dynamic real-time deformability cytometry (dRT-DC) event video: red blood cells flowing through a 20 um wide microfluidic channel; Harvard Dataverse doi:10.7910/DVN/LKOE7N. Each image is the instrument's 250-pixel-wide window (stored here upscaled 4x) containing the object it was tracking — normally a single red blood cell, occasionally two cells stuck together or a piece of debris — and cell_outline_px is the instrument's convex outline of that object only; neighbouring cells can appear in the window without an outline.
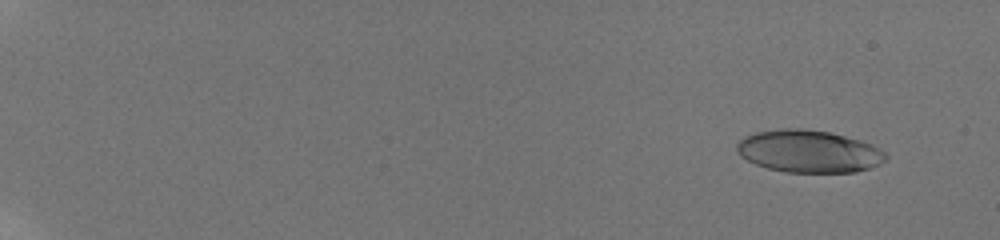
{"species": "human", "species_latin": "Homo sapiens", "temperature_condition": "room temperature", "stored_images_in_passage": 54, "camera_frame_rate_fps": 3000, "um_per_image_px": 0.085, "donor": {"sex": "male"}, "frame": {"image": 1, "passage_image": 5, "time_ms": 1.333, "image_size_px": [1000, 240], "cell_outline_px": [[888, 160], [880, 164], [856, 172], [784, 172], [768, 168], [756, 164], [740, 156], [736, 152], [736, 144], [744, 136], [756, 132], [784, 128], [800, 128], [828, 132], [860, 140], [872, 144], [880, 148], [888, 156]], "centroid_in_image_um": [68.75, 12.86], "position_along_channel_um": 16.3, "area_um2": 36.88}}
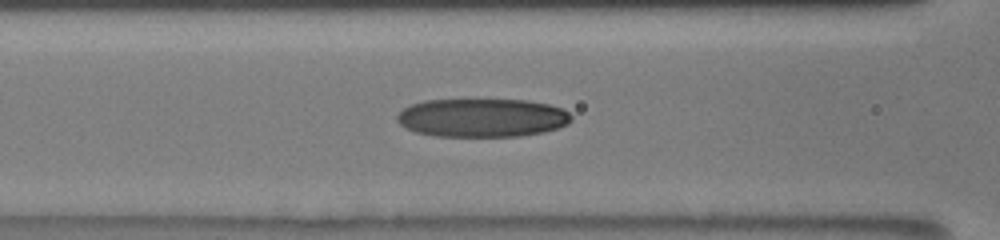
{"frame": {"image": 2, "passage_image": 30, "time_ms": 9.333, "image_size_px": [1000, 240], "cell_outline_px": [[572, 120], [568, 124], [544, 132], [520, 136], [436, 136], [416, 132], [400, 124], [396, 120], [396, 116], [404, 108], [412, 104], [424, 100], [524, 100], [548, 104], [564, 108], [572, 116]], "centroid_in_image_um": [41.0, 10.01], "position_along_channel_um": 125.6, "area_um2": 39.07}}
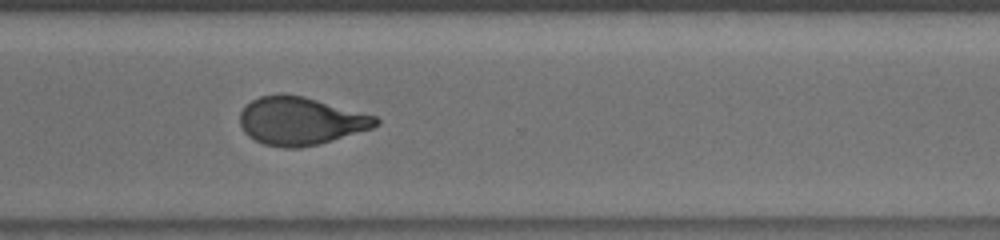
{"frame": {"image": 3, "passage_image": 45, "time_ms": 15.0, "image_size_px": [1000, 240], "cell_outline_px": [[380, 124], [372, 128], [320, 144], [296, 148], [284, 148], [264, 144], [248, 136], [244, 132], [240, 124], [240, 112], [252, 100], [260, 96], [280, 92], [284, 92], [304, 96], [376, 116], [380, 120]], "centroid_in_image_um": [25.54, 10.27], "position_along_channel_um": 345.1, "area_um2": 38.15}, "authors_computed_cell_mechanics": {"area_um2": 37.4544, "velocity_mm_per_s": 3.8798, "shape_relaxation_time_tau1_ms": 5.0147, "shape_relaxation_time_tau2_ms": 1.9834, "deformation_change_tau1": 0.1922, "deformation_change_tau2": 0.0889}}